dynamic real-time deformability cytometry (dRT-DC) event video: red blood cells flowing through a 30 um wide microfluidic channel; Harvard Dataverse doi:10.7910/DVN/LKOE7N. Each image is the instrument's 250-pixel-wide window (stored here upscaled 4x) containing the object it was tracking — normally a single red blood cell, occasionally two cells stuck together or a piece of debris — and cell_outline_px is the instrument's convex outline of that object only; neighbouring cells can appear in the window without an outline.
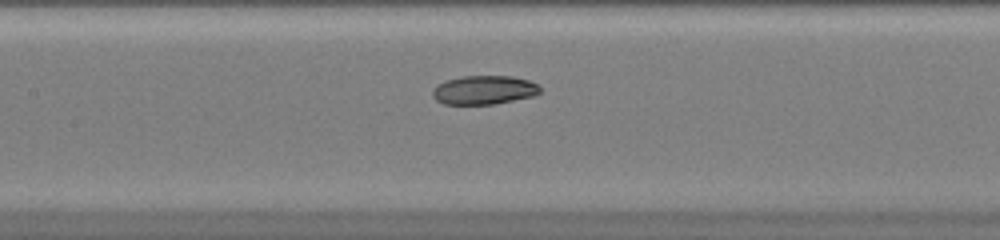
{"species": "common noctule bat (a hibernating species)", "species_latin": "Nyctalus noctula", "temperature_condition": "warm", "stored_images_in_passage": 42, "camera_frame_rate_fps": 3000, "um_per_image_px": 0.085, "animal": {"sex": "female", "body_mass_g": 20.0, "forearm_length_mm": 54.0}, "frame": {"image": 1, "passage_image": 16, "time_ms": 5.0, "image_size_px": [1000, 240], "cell_outline_px": [[540, 92], [536, 96], [492, 104], [444, 104], [436, 100], [432, 96], [432, 88], [436, 84], [460, 76], [512, 76], [528, 80], [536, 84], [540, 88]], "centroid_in_image_um": [41.12, 7.65], "position_along_channel_um": 166.3, "area_um2": 18.15}}
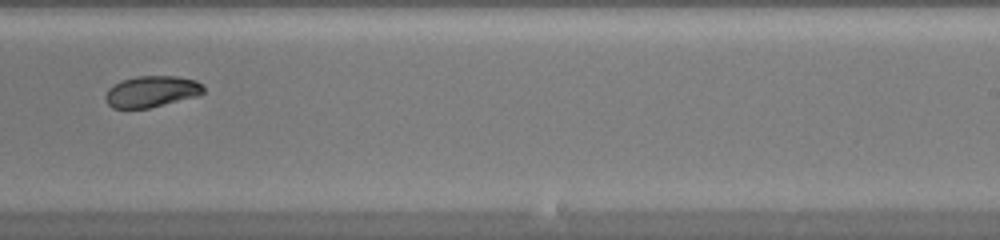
{"frame": {"image": 2, "passage_image": 24, "time_ms": 7.667, "image_size_px": [1000, 240], "cell_outline_px": [[204, 92], [196, 96], [148, 108], [112, 108], [104, 100], [104, 96], [108, 88], [112, 84], [120, 80], [136, 76], [176, 76], [196, 80], [204, 88]], "centroid_in_image_um": [12.82, 7.77], "position_along_channel_um": 276.2, "area_um2": 17.92}}
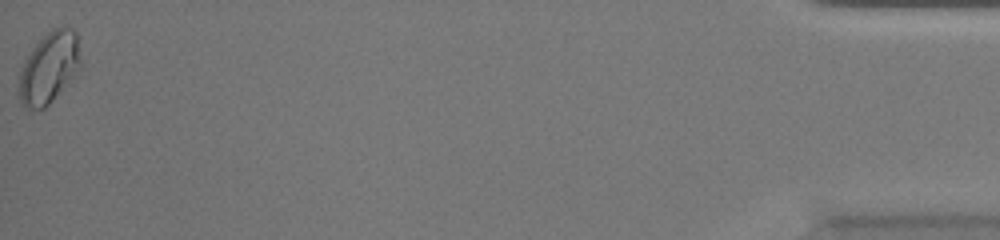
{"frame": {"image": 3, "passage_image": 42, "time_ms": 13.667, "image_size_px": [1000, 240], "cell_outline_px": [[80, 72], [44, 108], [24, 108], [20, 100], [20, 68], [24, 60], [32, 48], [52, 28], [64, 24], [72, 28], [76, 32], [80, 56]], "centroid_in_image_um": [4.21, 5.71], "position_along_channel_um": 431.0, "area_um2": 25.66}, "authors_computed_cell_mechanics": {"area_um2": 19.5364, "velocity_mm_per_s": 4.1295, "shape_relaxation_time_tau1_ms": null, "shape_relaxation_time_tau2_ms": 7.5957, "deformation_change_tau1": null, "deformation_change_tau2": 0.0663}}